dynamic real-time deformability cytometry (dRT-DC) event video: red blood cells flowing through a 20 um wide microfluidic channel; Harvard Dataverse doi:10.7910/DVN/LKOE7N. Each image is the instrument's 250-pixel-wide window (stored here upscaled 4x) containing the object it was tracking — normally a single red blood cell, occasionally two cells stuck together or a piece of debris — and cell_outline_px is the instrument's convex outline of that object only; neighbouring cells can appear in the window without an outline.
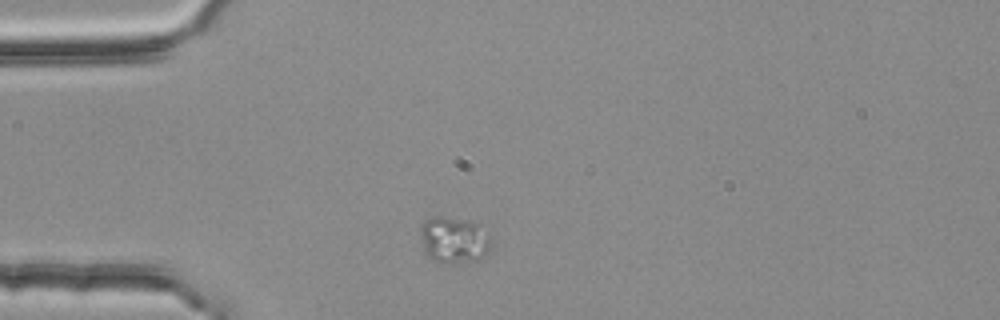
{"species": "common noctule bat (a hibernating species)", "species_latin": "Nyctalus noctula", "temperature_condition": "room temperature", "stored_images_in_passage": 2, "camera_frame_rate_fps": 3000, "um_per_image_px": 0.085, "animal": {"sex": "female", "body_mass_g": 25.1}, "frame": {"image": 1, "passage_image": 1, "time_ms": 0.0, "image_size_px": [1000, 320], "cell_outline_px": [[492, 244], [488, 252], [484, 256], [476, 260], [432, 260], [428, 256], [424, 248], [420, 232], [420, 228], [428, 220], [436, 216], [440, 216], [476, 220], [480, 224], [488, 236]], "centroid_in_image_um": [38.63, 20.32], "position_along_channel_um": 46.4, "area_um2": 18.61}}
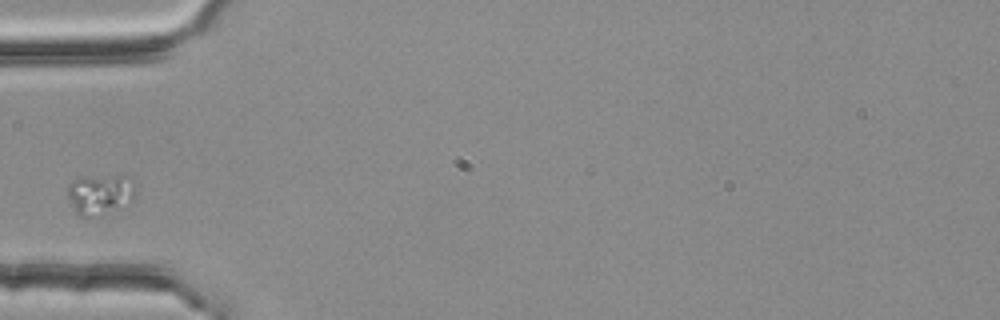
{"frame": {"image": 2, "passage_image": 2, "time_ms": 0.333, "image_size_px": [1000, 320], "cell_outline_px": [[136, 196], [132, 200], [88, 216], [80, 216], [76, 212], [68, 196], [68, 184], [72, 180], [84, 176], [128, 176], [136, 188]], "centroid_in_image_um": [8.48, 16.43], "position_along_channel_um": 76.5, "area_um2": 15.14}}